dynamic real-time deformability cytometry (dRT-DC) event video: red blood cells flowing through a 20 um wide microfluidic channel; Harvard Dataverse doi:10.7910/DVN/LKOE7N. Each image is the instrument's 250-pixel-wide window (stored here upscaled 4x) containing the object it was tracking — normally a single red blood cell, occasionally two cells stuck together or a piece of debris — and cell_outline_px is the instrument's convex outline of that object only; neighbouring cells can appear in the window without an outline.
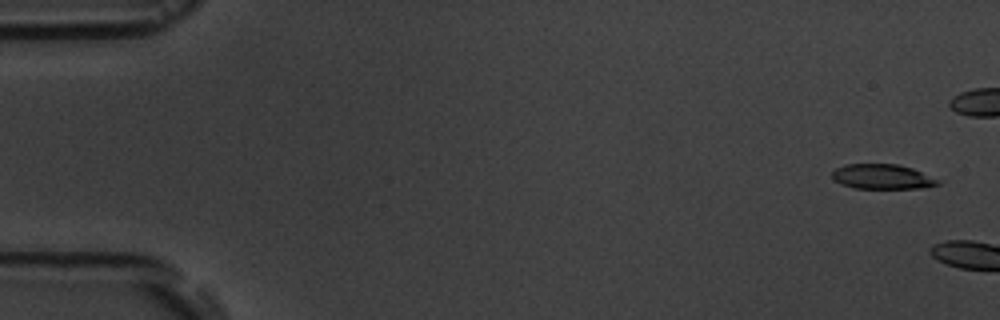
{"species": "common noctule bat (a hibernating species)", "species_latin": "Nyctalus noctula", "temperature_condition": "room temperature", "stored_images_in_passage": 2, "camera_frame_rate_fps": 3000, "um_per_image_px": 0.085, "animal": {"sex": "male", "body_mass_g": 19.5, "forearm_length_mm": 54.6}, "frame": {"image": 1, "passage_image": 1, "time_ms": 0.0, "image_size_px": [1000, 320], "cell_outline_px": [[944, 180], [940, 184], [920, 188], [856, 188], [840, 184], [832, 180], [832, 172], [836, 168], [844, 164], [896, 164], [912, 168]], "centroid_in_image_um": [75.02, 15.01], "position_along_channel_um": 10.0, "area_um2": 15.55}}